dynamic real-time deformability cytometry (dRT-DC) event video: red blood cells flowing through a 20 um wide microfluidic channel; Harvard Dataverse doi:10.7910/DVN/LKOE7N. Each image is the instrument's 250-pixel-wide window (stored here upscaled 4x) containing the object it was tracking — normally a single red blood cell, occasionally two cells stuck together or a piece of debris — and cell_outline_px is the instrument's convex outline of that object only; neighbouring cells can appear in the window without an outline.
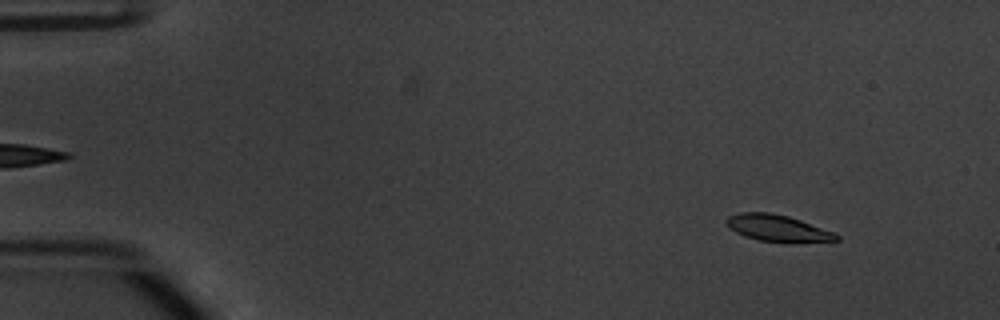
{"species": "common noctule bat (a hibernating species)", "species_latin": "Nyctalus noctula", "temperature_condition": "warm", "stored_images_in_passage": 53, "camera_frame_rate_fps": 3000, "um_per_image_px": 0.085, "animal": {"sex": "male", "body_mass_g": 20.1, "forearm_length_mm": 53.5}, "frame": {"image": 1, "passage_image": 5, "time_ms": 1.333, "image_size_px": [1000, 320], "cell_outline_px": [[840, 240], [792, 244], [788, 244], [760, 240], [744, 236], [736, 232], [724, 224], [724, 220], [728, 216], [740, 212], [768, 212], [788, 216], [836, 232], [840, 236]], "centroid_in_image_um": [66.14, 19.42], "position_along_channel_um": 18.9, "area_um2": 17.63}}
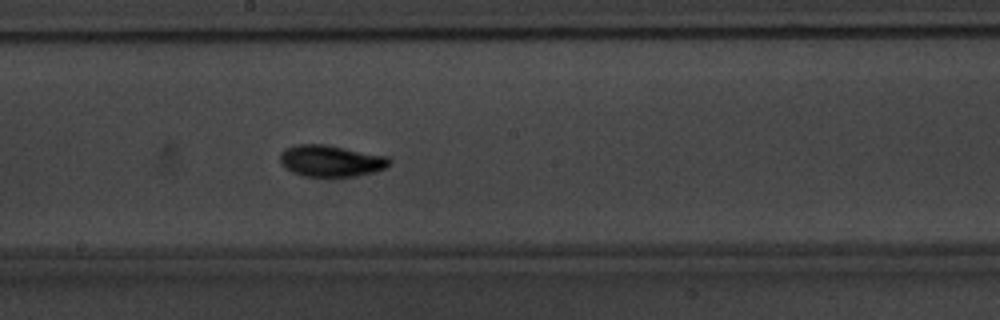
{"frame": {"image": 2, "passage_image": 29, "time_ms": 9.333, "image_size_px": [1000, 320], "cell_outline_px": [[392, 164], [376, 172], [356, 176], [304, 176], [292, 172], [280, 160], [280, 152], [284, 148], [296, 144], [324, 144], [388, 156], [392, 160]], "centroid_in_image_um": [28.17, 13.66], "position_along_channel_um": 220.0, "area_um2": 20.11}}
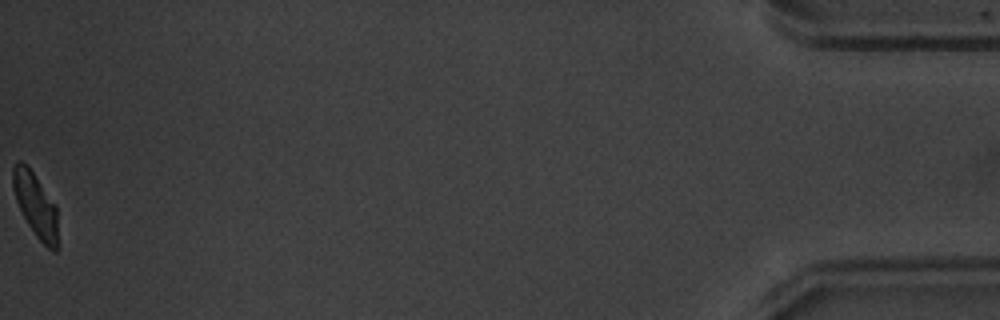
{"frame": {"image": 3, "passage_image": 53, "time_ms": 17.333, "image_size_px": [1000, 320], "cell_outline_px": [[60, 248], [56, 252], [52, 252], [36, 236], [28, 224], [16, 200], [12, 188], [12, 168], [16, 160], [20, 160], [28, 164], [56, 204], [60, 244]], "centroid_in_image_um": [3.07, 17.44], "position_along_channel_um": 432.1, "area_um2": 17.57}, "authors_computed_cell_mechanics": {"area_um2": 18.0914, "velocity_mm_per_s": 3.8195, "shape_relaxation_time_tau1_ms": 2.373, "shape_relaxation_time_tau2_ms": 3.22, "deformation_change_tau1": 0.1292, "deformation_change_tau2": 0.0846}}